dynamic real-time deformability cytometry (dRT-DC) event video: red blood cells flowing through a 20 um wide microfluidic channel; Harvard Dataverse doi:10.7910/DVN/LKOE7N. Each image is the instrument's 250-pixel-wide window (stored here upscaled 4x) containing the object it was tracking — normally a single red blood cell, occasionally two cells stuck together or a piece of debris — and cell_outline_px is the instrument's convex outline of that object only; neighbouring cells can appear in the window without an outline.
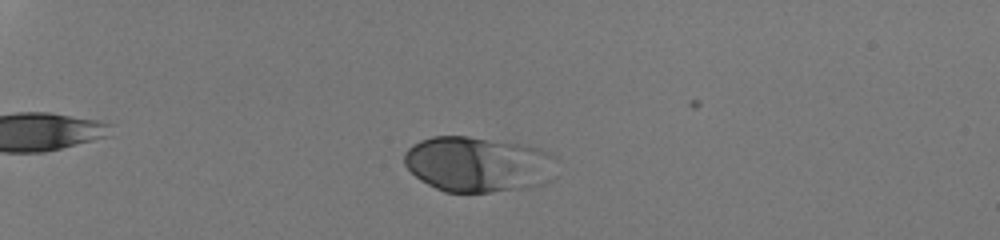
{"species": "human", "species_latin": "Homo sapiens", "temperature_condition": "room temperature", "stored_images_in_passage": 34, "camera_frame_rate_fps": 3000, "um_per_image_px": 0.085, "donor": {"sex": "male"}, "frame": {"image": 1, "passage_image": 1, "time_ms": 0.0, "image_size_px": [1000, 240], "cell_outline_px": [[556, 160], [548, 180], [544, 184], [528, 188], [488, 192], [444, 192], [420, 180], [404, 164], [404, 152], [412, 144], [420, 140], [432, 136], [468, 136], [528, 144], [540, 148], [556, 156]], "centroid_in_image_um": [40.63, 13.95], "position_along_channel_um": 44.4, "area_um2": 49.65}}
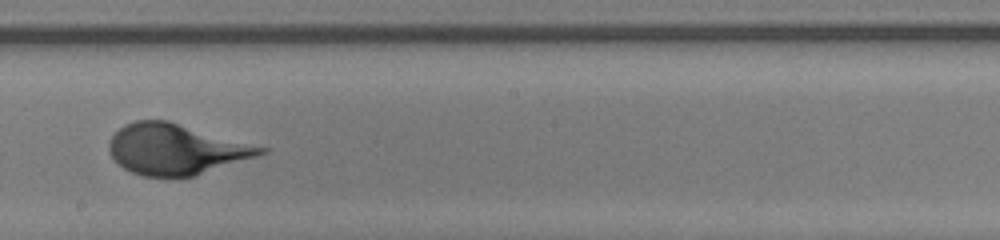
{"frame": {"image": 2, "passage_image": 20, "time_ms": 6.333, "image_size_px": [1000, 240], "cell_outline_px": [[268, 152], [196, 176], [144, 176], [132, 172], [124, 168], [112, 156], [108, 148], [108, 144], [112, 136], [124, 124], [136, 120], [168, 120], [268, 148]], "centroid_in_image_um": [14.96, 12.67], "position_along_channel_um": 233.2, "area_um2": 44.33}}
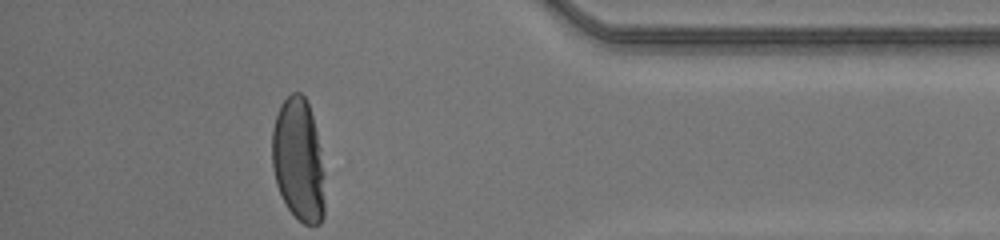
{"frame": {"image": 3, "passage_image": 34, "time_ms": 11.0, "image_size_px": [1000, 240], "cell_outline_px": [[324, 216], [320, 224], [304, 224], [288, 208], [276, 184], [272, 168], [272, 128], [280, 104], [292, 92], [300, 92], [304, 96], [308, 104], [312, 116], [320, 148], [324, 172]], "centroid_in_image_um": [25.37, 13.6], "position_along_channel_um": 409.8, "area_um2": 37.74}}